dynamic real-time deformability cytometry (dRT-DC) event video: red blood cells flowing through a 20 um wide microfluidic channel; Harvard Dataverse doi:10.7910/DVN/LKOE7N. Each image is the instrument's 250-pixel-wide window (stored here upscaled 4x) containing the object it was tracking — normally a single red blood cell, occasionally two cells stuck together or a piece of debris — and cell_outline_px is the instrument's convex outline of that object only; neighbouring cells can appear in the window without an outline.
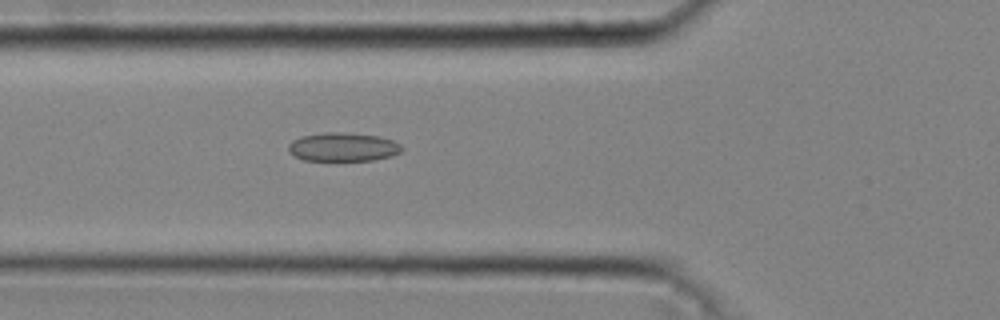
{"species": "common noctule bat (a hibernating species)", "species_latin": "Nyctalus noctula", "temperature_condition": "cold", "stored_images_in_passage": 34, "camera_frame_rate_fps": 3000, "um_per_image_px": 0.085, "animal": {"sex": "male", "body_mass_g": 20.4}, "frame": {"image": 1, "passage_image": 8, "time_ms": 2.333, "image_size_px": [1000, 320], "cell_outline_px": [[404, 148], [400, 152], [392, 156], [372, 160], [304, 160], [288, 152], [288, 144], [292, 140], [300, 136], [324, 132], [344, 132], [380, 136], [392, 140], [400, 144]], "centroid_in_image_um": [29.15, 12.48], "position_along_channel_um": 96.6, "area_um2": 19.07}}
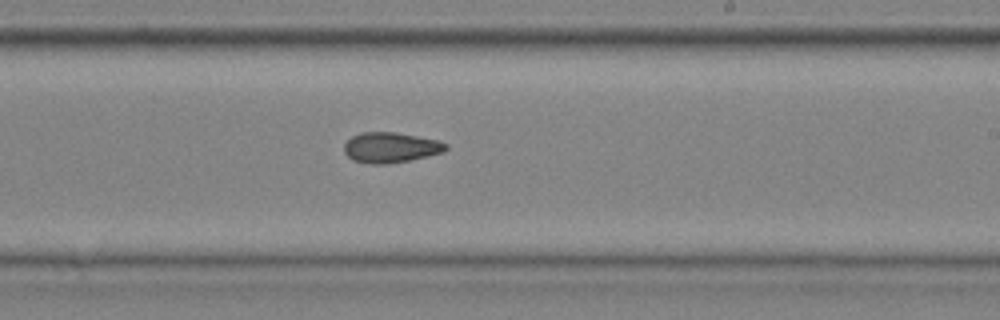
{"frame": {"image": 2, "passage_image": 19, "time_ms": 6.0, "image_size_px": [1000, 320], "cell_outline_px": [[448, 148], [444, 152], [428, 156], [388, 164], [368, 164], [352, 160], [344, 152], [344, 144], [352, 136], [360, 132], [396, 132], [436, 140], [448, 144]], "centroid_in_image_um": [33.18, 12.54], "position_along_channel_um": 255.8, "area_um2": 18.03}}
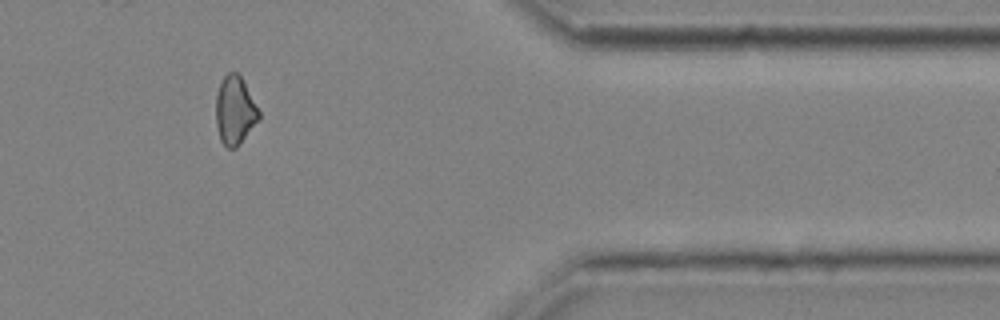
{"frame": {"image": 3, "passage_image": 30, "time_ms": 9.667, "image_size_px": [1000, 320], "cell_outline_px": [[260, 120], [236, 148], [228, 148], [220, 140], [216, 124], [216, 96], [220, 80], [228, 72], [236, 72], [240, 76], [260, 112]], "centroid_in_image_um": [19.96, 9.4], "position_along_channel_um": 391.4, "area_um2": 17.11}, "authors_computed_cell_mechanics": {"area_um2": 17.7735, "velocity_mm_per_s": 4.3369, "shape_relaxation_time_tau1_ms": null, "shape_relaxation_time_tau2_ms": 3.3858, "deformation_change_tau1": null, "deformation_change_tau2": 0.0954}}